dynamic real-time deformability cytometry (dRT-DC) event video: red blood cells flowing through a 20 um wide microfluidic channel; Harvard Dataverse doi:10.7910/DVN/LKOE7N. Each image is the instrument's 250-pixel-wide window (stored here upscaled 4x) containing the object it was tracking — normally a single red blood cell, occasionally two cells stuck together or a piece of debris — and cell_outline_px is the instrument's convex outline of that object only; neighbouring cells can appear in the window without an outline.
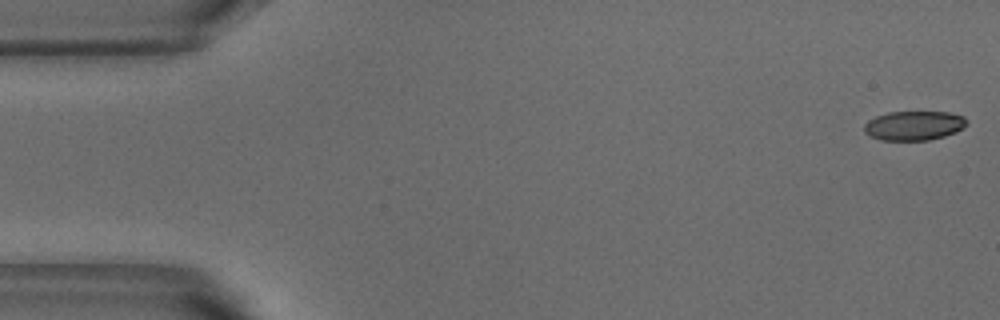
{"species": "common noctule bat (a hibernating species)", "species_latin": "Nyctalus noctula", "temperature_condition": "warm", "stored_images_in_passage": 4, "camera_frame_rate_fps": 3000, "um_per_image_px": 0.085, "animal": {"sex": "male", "body_mass_g": 18.8}, "frame": {"image": 1, "passage_image": 1, "time_ms": 0.0, "image_size_px": [1000, 320], "cell_outline_px": [[968, 124], [964, 128], [956, 132], [944, 136], [928, 140], [880, 140], [864, 132], [864, 124], [868, 120], [876, 116], [888, 112], [948, 112], [964, 116], [968, 120]], "centroid_in_image_um": [77.72, 10.67], "position_along_channel_um": 7.3, "area_um2": 17.63}}